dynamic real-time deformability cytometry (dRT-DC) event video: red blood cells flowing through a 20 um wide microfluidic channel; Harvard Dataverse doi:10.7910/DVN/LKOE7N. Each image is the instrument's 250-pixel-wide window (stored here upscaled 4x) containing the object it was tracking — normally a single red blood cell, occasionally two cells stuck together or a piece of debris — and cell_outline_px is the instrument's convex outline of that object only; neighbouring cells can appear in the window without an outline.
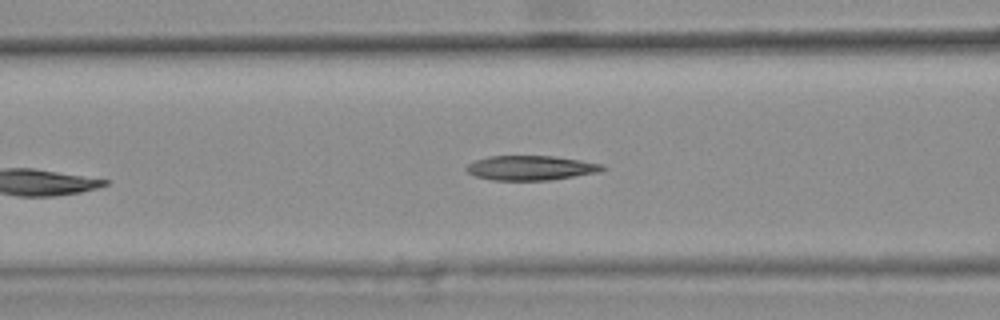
{"species": "common noctule bat (a hibernating species)", "species_latin": "Nyctalus noctula", "temperature_condition": "warm", "stored_images_in_passage": 6, "camera_frame_rate_fps": 3000, "um_per_image_px": 0.085, "animal": {"sex": "female", "body_mass_g": 25.1}, "frame": {"image": 1, "passage_image": 5, "time_ms": 1.333, "image_size_px": [1000, 320], "cell_outline_px": [[604, 168], [600, 172], [552, 180], [492, 180], [476, 176], [468, 172], [464, 168], [468, 164], [476, 160], [488, 156], [556, 156], [604, 164]], "centroid_in_image_um": [45.13, 14.27], "position_along_channel_um": 121.5, "area_um2": 19.54}}
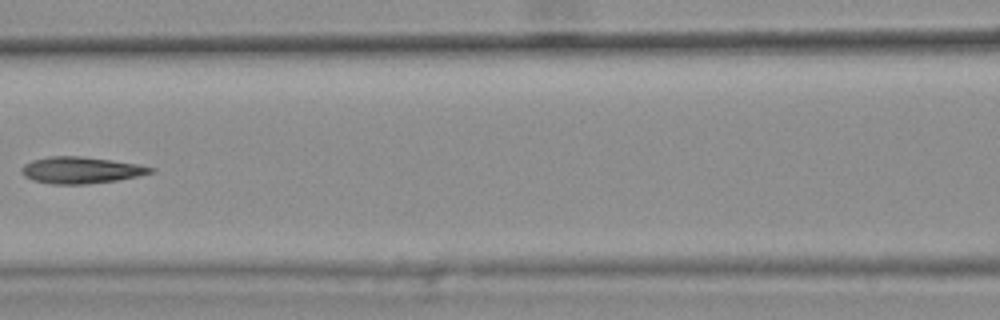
{"frame": {"image": 2, "passage_image": 6, "time_ms": 1.667, "image_size_px": [1000, 320], "cell_outline_px": [[156, 168], [152, 172], [136, 176], [116, 180], [88, 184], [52, 184], [32, 180], [24, 176], [20, 168], [24, 164], [32, 160], [48, 156], [80, 156], [112, 160], [136, 164]], "centroid_in_image_um": [6.82, 14.46], "position_along_channel_um": 159.8, "area_um2": 19.88}}